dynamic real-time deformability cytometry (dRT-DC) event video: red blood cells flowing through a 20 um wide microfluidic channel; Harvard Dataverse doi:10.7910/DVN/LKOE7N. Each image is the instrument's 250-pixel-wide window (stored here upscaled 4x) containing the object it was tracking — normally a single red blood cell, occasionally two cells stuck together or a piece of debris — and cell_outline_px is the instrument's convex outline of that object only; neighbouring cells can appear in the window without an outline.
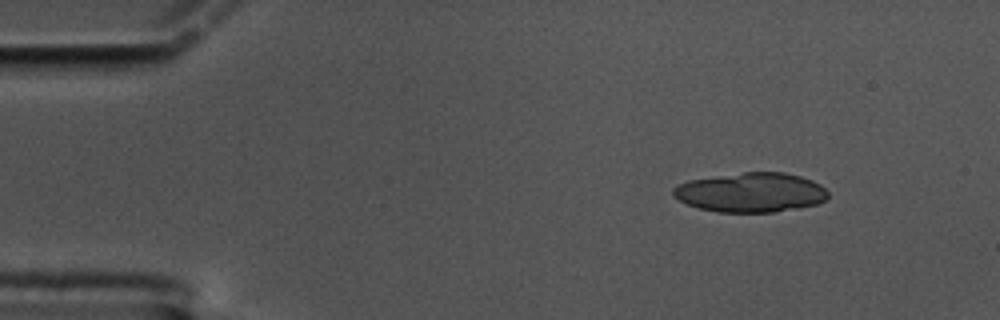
{"species": "common noctule bat (a hibernating species)", "species_latin": "Nyctalus noctula", "temperature_condition": "cold", "stored_images_in_passage": 15, "segment_of_instrument_passage": [1, 2], "camera_frame_rate_fps": 3000, "um_per_image_px": 0.085, "animal": {"sex": "male", "body_mass_g": 17.5, "forearm_length_mm": 52.3}, "frame": {"image": 1, "passage_image": 1, "time_ms": 0.0, "image_size_px": [1000, 320], "cell_outline_px": [[828, 196], [824, 200], [816, 204], [772, 212], [716, 212], [700, 208], [688, 204], [672, 196], [672, 188], [688, 180], [744, 172], [784, 172], [800, 176], [812, 180], [820, 184], [828, 192]], "centroid_in_image_um": [63.81, 16.35], "position_along_channel_um": 21.2, "area_um2": 35.43}}